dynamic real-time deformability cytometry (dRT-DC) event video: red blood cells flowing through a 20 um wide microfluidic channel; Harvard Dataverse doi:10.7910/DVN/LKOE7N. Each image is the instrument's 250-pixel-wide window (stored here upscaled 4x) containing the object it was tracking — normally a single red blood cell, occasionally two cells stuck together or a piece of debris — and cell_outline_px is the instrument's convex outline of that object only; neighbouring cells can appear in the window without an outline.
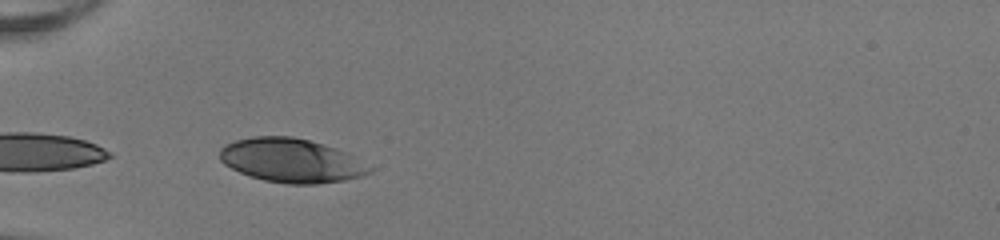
{"species": "human", "species_latin": "Homo sapiens", "temperature_condition": "room temperature", "stored_images_in_passage": 25, "camera_frame_rate_fps": 3000, "um_per_image_px": 0.085, "donor": {"sex": "female"}, "frame": {"image": 1, "passage_image": 1, "time_ms": 0.0, "image_size_px": [1000, 240], "cell_outline_px": [[376, 168], [372, 172], [360, 176], [344, 180], [316, 184], [288, 184], [264, 180], [240, 172], [224, 164], [220, 160], [220, 148], [224, 144], [236, 140], [252, 136], [292, 136], [308, 140], [336, 148]], "centroid_in_image_um": [24.76, 13.64], "position_along_channel_um": 60.2, "area_um2": 38.26}}
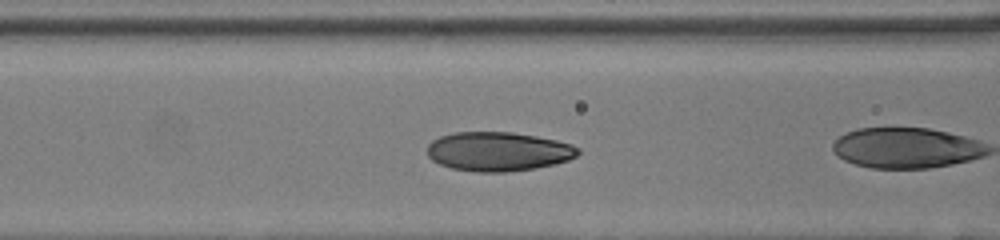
{"frame": {"image": 2, "passage_image": 4, "time_ms": 1.0, "image_size_px": [1000, 240], "cell_outline_px": [[580, 152], [576, 156], [568, 160], [536, 168], [504, 172], [476, 172], [452, 168], [440, 164], [432, 160], [428, 156], [428, 144], [432, 140], [440, 136], [452, 132], [512, 132], [536, 136], [556, 140], [572, 144], [580, 148]], "centroid_in_image_um": [42.35, 12.87], "position_along_channel_um": 124.3, "area_um2": 34.45}, "authors_computed_cell_mechanics": {"area_um2": 33.5818, "velocity_mm_per_s": 4.0675, "shape_relaxation_time_tau1_ms": 3.104, "shape_relaxation_time_tau2_ms": null, "deformation_change_tau1": 0.1391, "deformation_change_tau2": null}}